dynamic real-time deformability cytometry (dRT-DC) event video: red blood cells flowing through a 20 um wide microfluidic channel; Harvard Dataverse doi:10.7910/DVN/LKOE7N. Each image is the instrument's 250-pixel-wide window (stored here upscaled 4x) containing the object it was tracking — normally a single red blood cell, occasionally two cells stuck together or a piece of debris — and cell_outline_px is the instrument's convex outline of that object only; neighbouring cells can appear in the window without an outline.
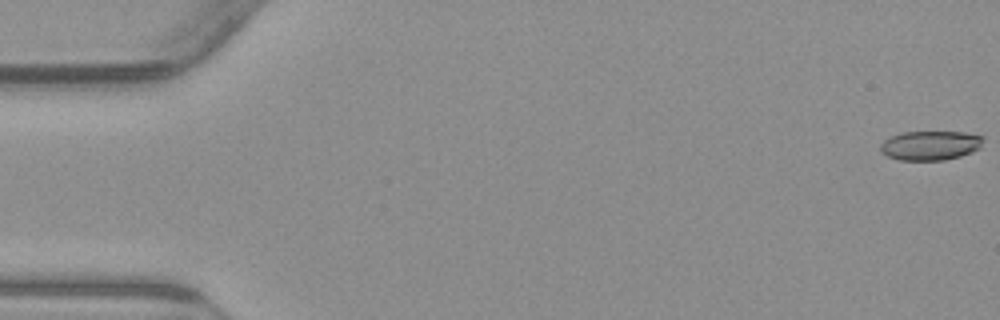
{"species": "common noctule bat (a hibernating species)", "species_latin": "Nyctalus noctula", "temperature_condition": "warm", "stored_images_in_passage": 55, "camera_frame_rate_fps": 3000, "um_per_image_px": 0.085, "animal": {"sex": "male", "body_mass_g": 23.1, "forearm_length_mm": 52.7}, "frame": {"image": 1, "passage_image": 1, "time_ms": 0.0, "image_size_px": [1000, 320], "cell_outline_px": [[984, 140], [980, 148], [972, 152], [960, 156], [944, 160], [900, 160], [888, 156], [880, 152], [880, 144], [884, 140], [900, 132], [964, 132], [984, 136]], "centroid_in_image_um": [79.09, 12.36], "position_along_channel_um": 5.9, "area_um2": 17.69}}
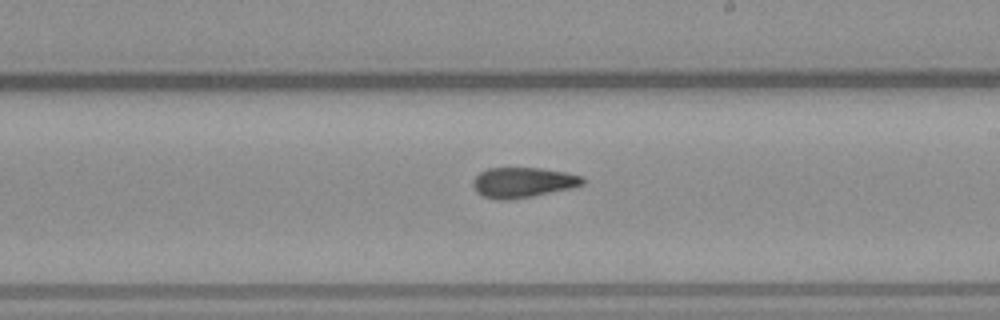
{"frame": {"image": 2, "passage_image": 32, "time_ms": 10.333, "image_size_px": [1000, 320], "cell_outline_px": [[584, 184], [572, 188], [532, 196], [508, 200], [496, 200], [484, 196], [476, 192], [472, 184], [472, 180], [480, 172], [488, 168], [540, 168], [564, 172], [584, 176]], "centroid_in_image_um": [44.44, 15.51], "position_along_channel_um": 244.6, "area_um2": 19.36}}
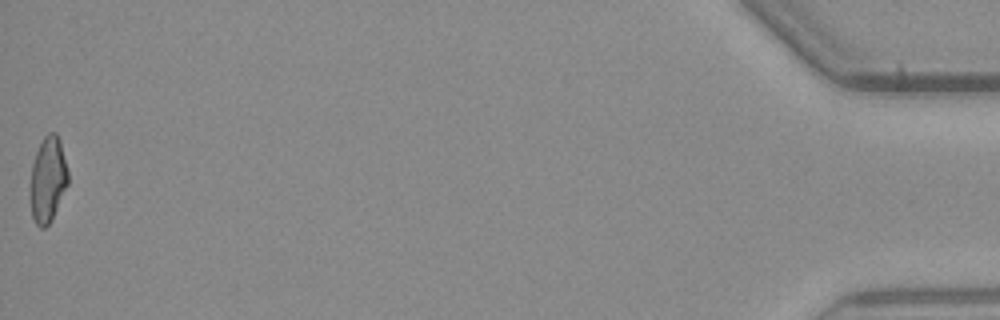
{"frame": {"image": 3, "passage_image": 55, "time_ms": 18.0, "image_size_px": [1000, 320], "cell_outline_px": [[68, 184], [52, 220], [44, 228], [40, 228], [36, 224], [32, 216], [32, 164], [36, 152], [44, 136], [48, 132], [56, 132], [60, 140], [68, 172]], "centroid_in_image_um": [4.1, 15.24], "position_along_channel_um": 431.1, "area_um2": 18.44}, "authors_computed_cell_mechanics": {"area_um2": 19.363, "velocity_mm_per_s": 3.8445, "shape_relaxation_time_tau1_ms": null, "shape_relaxation_time_tau2_ms": 3.181, "deformation_change_tau1": null, "deformation_change_tau2": 0.1115}}